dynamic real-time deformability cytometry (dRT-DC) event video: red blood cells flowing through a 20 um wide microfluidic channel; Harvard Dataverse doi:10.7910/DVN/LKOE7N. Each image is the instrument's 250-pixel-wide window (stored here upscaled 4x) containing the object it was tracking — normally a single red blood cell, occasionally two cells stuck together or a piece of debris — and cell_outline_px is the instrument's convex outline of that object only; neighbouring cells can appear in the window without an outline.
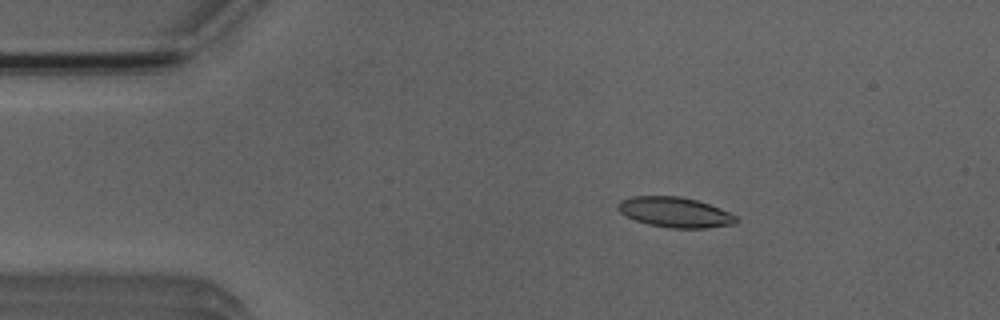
{"species": "Egyptian fruit bat (a non-hibernating species)", "species_latin": "Rousettus aegyptiacus", "temperature_condition": "room temperature", "stored_images_in_passage": 6, "camera_frame_rate_fps": 3000, "um_per_image_px": 0.085, "animal": {"sex": "male"}, "frame": {"image": 1, "passage_image": 1, "time_ms": 0.0, "image_size_px": [1000, 320], "cell_outline_px": [[736, 224], [708, 228], [668, 228], [648, 224], [636, 220], [620, 212], [616, 208], [616, 204], [620, 200], [632, 196], [680, 196], [696, 200], [720, 208], [736, 216]], "centroid_in_image_um": [57.35, 18.04], "position_along_channel_um": 27.7, "area_um2": 20.81}}
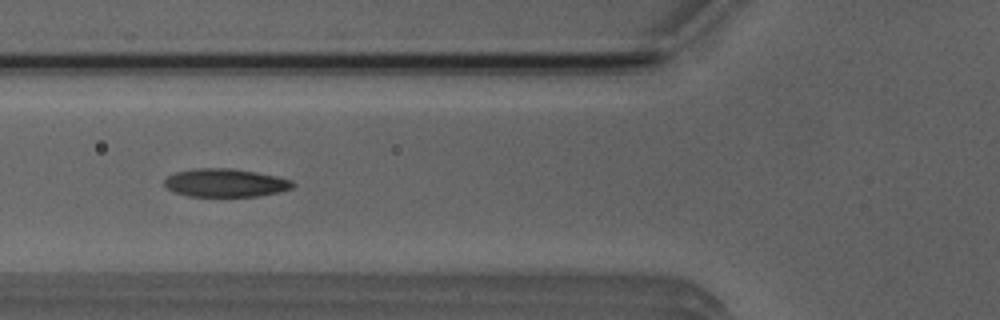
{"frame": {"image": 2, "passage_image": 4, "time_ms": 3.333, "image_size_px": [1000, 320], "cell_outline_px": [[296, 184], [292, 188], [280, 192], [256, 196], [188, 196], [172, 192], [164, 184], [164, 180], [168, 176], [176, 172], [196, 168], [232, 168], [256, 172], [276, 176], [292, 180]], "centroid_in_image_um": [19.16, 15.54], "position_along_channel_um": 106.6, "area_um2": 21.15}}
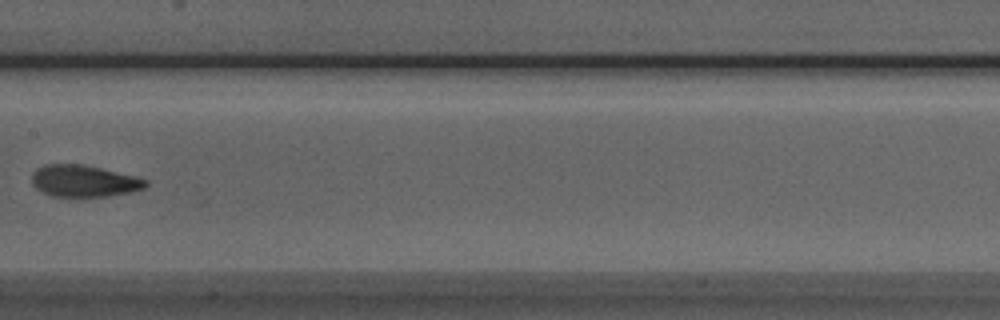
{"frame": {"image": 3, "passage_image": 6, "time_ms": 5.667, "image_size_px": [1000, 320], "cell_outline_px": [[148, 184], [144, 188], [132, 192], [108, 196], [68, 200], [52, 196], [40, 192], [32, 184], [32, 172], [36, 168], [44, 164], [80, 164], [100, 168], [148, 180]], "centroid_in_image_um": [7.06, 15.44], "position_along_channel_um": 200.3, "area_um2": 21.79}}